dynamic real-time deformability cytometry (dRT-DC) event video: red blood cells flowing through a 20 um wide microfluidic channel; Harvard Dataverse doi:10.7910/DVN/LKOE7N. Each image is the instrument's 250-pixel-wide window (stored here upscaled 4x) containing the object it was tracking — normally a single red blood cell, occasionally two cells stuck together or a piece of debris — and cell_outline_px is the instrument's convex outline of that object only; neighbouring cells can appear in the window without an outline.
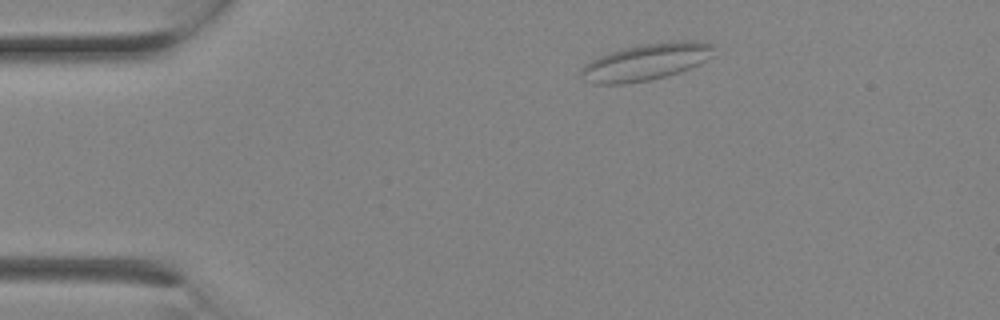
{"species": "Egyptian fruit bat (a non-hibernating species)", "species_latin": "Rousettus aegyptiacus", "temperature_condition": "room temperature", "stored_images_in_passage": 2, "camera_frame_rate_fps": 3000, "um_per_image_px": 0.085, "animal": {"sex": "female"}, "frame": {"image": 1, "passage_image": 1, "time_ms": 0.0, "image_size_px": [1000, 320], "cell_outline_px": [[716, 44], [704, 60], [680, 72], [668, 76], [648, 80], [624, 84], [592, 84], [584, 80], [580, 76], [580, 68], [584, 64], [600, 56], [624, 48], [644, 44], [668, 40], [692, 40]], "centroid_in_image_um": [54.85, 5.27], "position_along_channel_um": 30.2, "area_um2": 28.26}}